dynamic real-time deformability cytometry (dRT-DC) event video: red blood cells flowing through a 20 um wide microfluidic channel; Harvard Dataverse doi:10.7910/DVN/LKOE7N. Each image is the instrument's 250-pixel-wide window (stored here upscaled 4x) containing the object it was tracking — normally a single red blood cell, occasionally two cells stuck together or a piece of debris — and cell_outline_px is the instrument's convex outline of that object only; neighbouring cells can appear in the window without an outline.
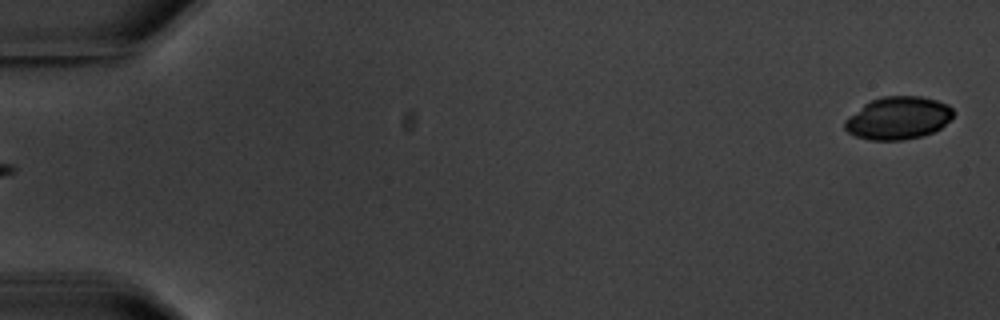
{"species": "common noctule bat (a hibernating species)", "species_latin": "Nyctalus noctula", "temperature_condition": "warm", "stored_images_in_passage": 5, "segment_of_instrument_passage": [2, 2], "camera_frame_rate_fps": 3000, "um_per_image_px": 0.085, "animal": {"sex": "male", "body_mass_g": 20.1, "forearm_length_mm": 53.5}, "frame": {"image": 1, "passage_image": 5, "time_ms": 5.667, "image_size_px": [1000, 320], "cell_outline_px": [[952, 116], [940, 128], [932, 132], [920, 136], [900, 140], [872, 140], [856, 136], [848, 132], [844, 128], [844, 120], [848, 116], [864, 104], [880, 96], [920, 96], [936, 100], [948, 104], [952, 108]], "centroid_in_image_um": [76.31, 10.02], "position_along_channel_um": 8.7, "area_um2": 26.76}}